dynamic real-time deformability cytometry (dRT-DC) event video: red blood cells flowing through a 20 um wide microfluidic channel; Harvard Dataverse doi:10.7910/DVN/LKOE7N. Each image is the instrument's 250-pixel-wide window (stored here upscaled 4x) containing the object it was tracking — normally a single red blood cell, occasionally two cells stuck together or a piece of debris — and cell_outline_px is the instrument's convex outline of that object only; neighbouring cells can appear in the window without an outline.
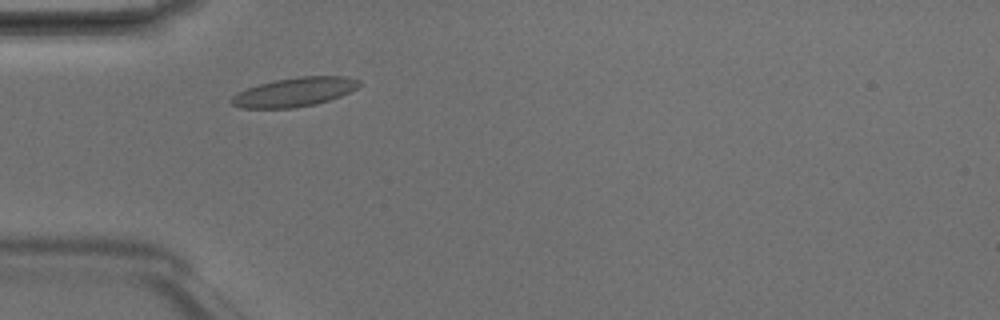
{"species": "Egyptian fruit bat (a non-hibernating species)", "species_latin": "Rousettus aegyptiacus", "temperature_condition": "room temperature", "stored_images_in_passage": 5, "camera_frame_rate_fps": 3000, "um_per_image_px": 0.085, "animal": {"sex": "male"}, "frame": {"image": 1, "passage_image": 3, "time_ms": 0.667, "image_size_px": [1000, 320], "cell_outline_px": [[360, 84], [356, 88], [340, 96], [316, 104], [292, 108], [240, 108], [232, 104], [228, 100], [236, 92], [260, 84], [276, 80], [300, 76], [344, 76], [360, 80]], "centroid_in_image_um": [24.99, 7.83], "position_along_channel_um": 60.0, "area_um2": 21.5}}
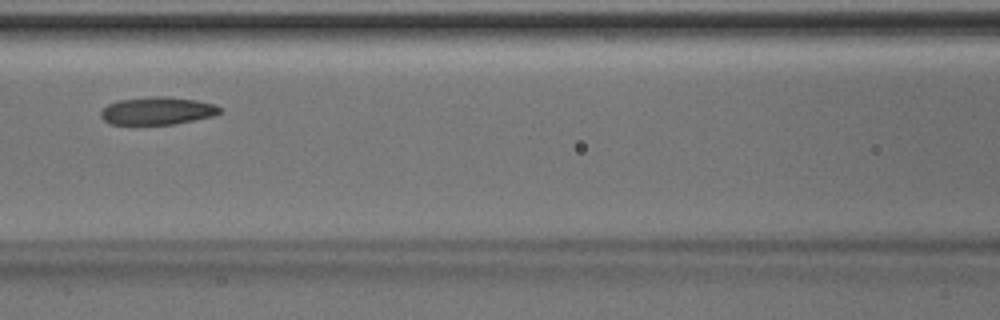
{"frame": {"image": 2, "passage_image": 5, "time_ms": 1.333, "image_size_px": [1000, 320], "cell_outline_px": [[224, 112], [216, 116], [176, 124], [108, 124], [100, 116], [100, 112], [108, 104], [116, 100], [148, 96], [164, 96], [196, 100], [216, 104], [224, 108]], "centroid_in_image_um": [13.44, 9.41], "position_along_channel_um": 153.2, "area_um2": 19.71}}